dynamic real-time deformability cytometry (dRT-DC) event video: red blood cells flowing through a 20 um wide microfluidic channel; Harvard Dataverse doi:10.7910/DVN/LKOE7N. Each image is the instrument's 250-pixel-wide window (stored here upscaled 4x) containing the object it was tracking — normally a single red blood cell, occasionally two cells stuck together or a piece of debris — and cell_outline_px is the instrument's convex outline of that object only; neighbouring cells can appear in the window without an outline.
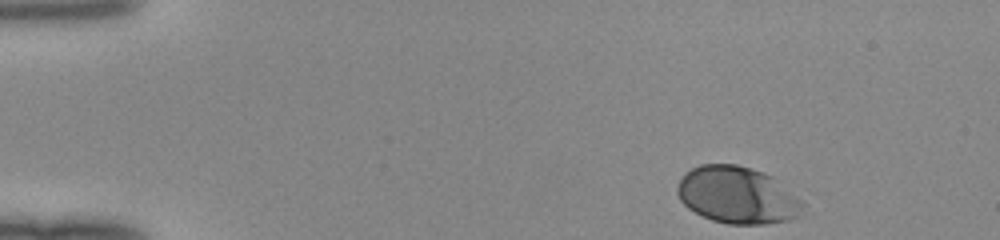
{"species": "human", "species_latin": "Homo sapiens", "temperature_condition": "room temperature", "stored_images_in_passage": 37, "camera_frame_rate_fps": 3000, "um_per_image_px": 0.085, "donor": {"sex": "female"}, "frame": {"image": 1, "passage_image": 1, "time_ms": 0.0, "image_size_px": [1000, 240], "cell_outline_px": [[804, 204], [800, 216], [788, 220], [764, 224], [728, 224], [712, 220], [688, 208], [680, 200], [676, 192], [676, 188], [684, 172], [700, 164], [736, 164], [764, 172], [772, 176], [804, 200]], "centroid_in_image_um": [62.69, 16.58], "position_along_channel_um": 22.3, "area_um2": 41.96}}
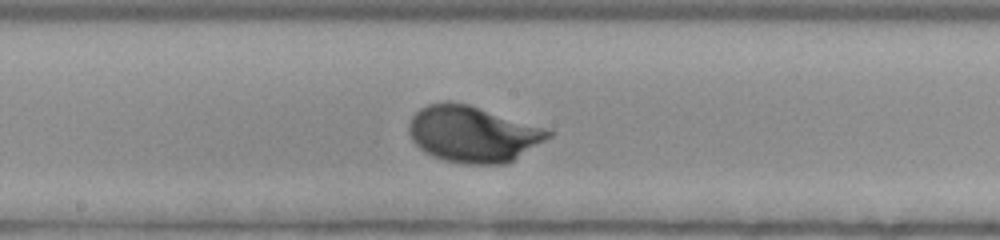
{"frame": {"image": 2, "passage_image": 22, "time_ms": 7.0, "image_size_px": [1000, 240], "cell_outline_px": [[552, 136], [508, 164], [460, 164], [444, 160], [432, 156], [424, 152], [412, 140], [408, 132], [408, 124], [412, 116], [420, 108], [428, 104], [444, 100], [452, 100], [468, 104], [548, 128], [552, 132]], "centroid_in_image_um": [40.19, 11.38], "position_along_channel_um": 208.0, "area_um2": 46.24}}
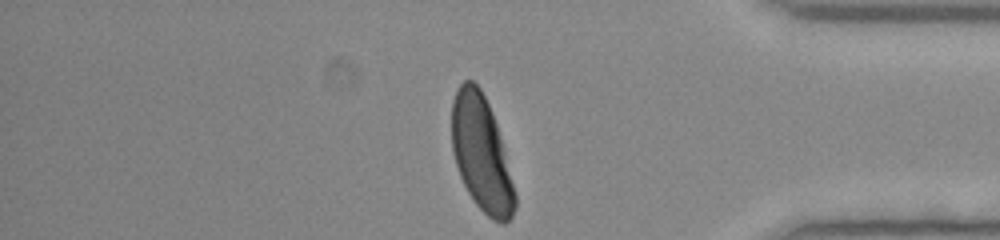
{"frame": {"image": 3, "passage_image": 37, "time_ms": 12.0, "image_size_px": [1000, 240], "cell_outline_px": [[516, 208], [512, 216], [504, 224], [500, 224], [492, 220], [472, 200], [460, 176], [452, 152], [452, 100], [456, 88], [464, 80], [472, 80], [480, 88], [492, 112], [500, 136], [516, 196]], "centroid_in_image_um": [40.9, 13.07], "position_along_channel_um": 394.3, "area_um2": 42.19}}